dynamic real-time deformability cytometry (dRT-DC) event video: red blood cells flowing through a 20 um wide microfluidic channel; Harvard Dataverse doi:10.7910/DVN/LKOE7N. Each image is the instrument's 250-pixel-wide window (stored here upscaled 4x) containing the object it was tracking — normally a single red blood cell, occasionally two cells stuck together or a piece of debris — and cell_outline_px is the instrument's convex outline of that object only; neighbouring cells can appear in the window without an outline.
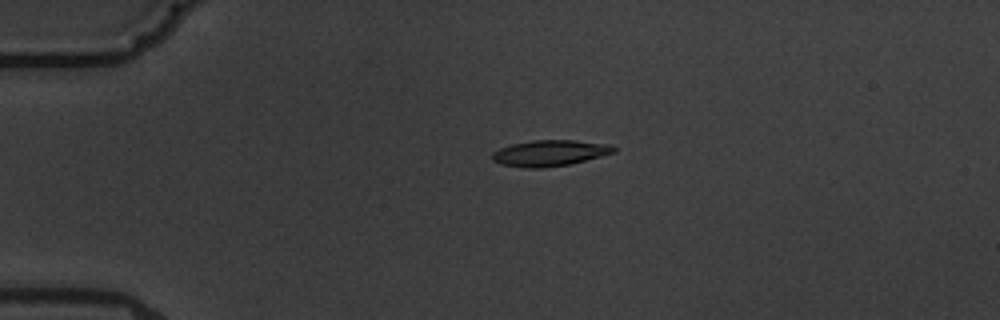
{"species": "common noctule bat (a hibernating species)", "species_latin": "Nyctalus noctula", "temperature_condition": "warm", "stored_images_in_passage": 2, "camera_frame_rate_fps": 3000, "um_per_image_px": 0.085, "animal": {"sex": "male", "body_mass_g": 19.5, "forearm_length_mm": 54.6}, "frame": {"image": 1, "passage_image": 1, "time_ms": 0.0, "image_size_px": [1000, 320], "cell_outline_px": [[616, 152], [572, 164], [544, 168], [524, 168], [500, 164], [492, 160], [492, 152], [500, 148], [512, 144], [532, 140], [576, 140], [608, 144], [616, 148]], "centroid_in_image_um": [46.73, 13.02], "position_along_channel_um": 38.3, "area_um2": 18.61}}